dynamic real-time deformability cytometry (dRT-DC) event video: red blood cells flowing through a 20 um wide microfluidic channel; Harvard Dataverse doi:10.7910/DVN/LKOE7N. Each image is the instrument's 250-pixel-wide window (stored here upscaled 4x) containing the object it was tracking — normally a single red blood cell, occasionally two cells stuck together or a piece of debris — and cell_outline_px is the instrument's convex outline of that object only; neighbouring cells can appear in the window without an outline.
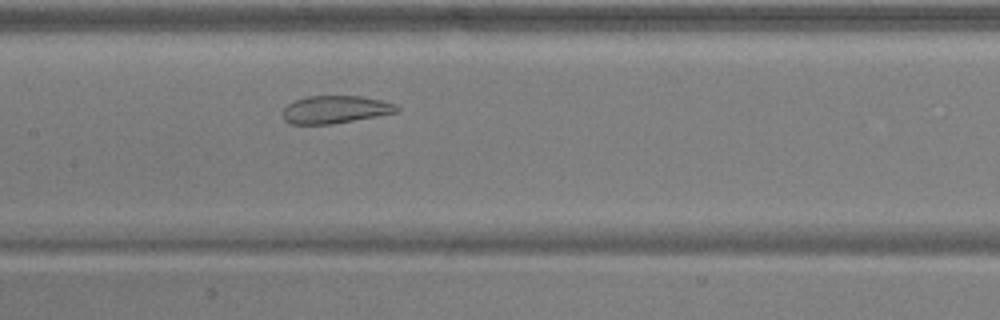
{"species": "common noctule bat (a hibernating species)", "species_latin": "Nyctalus noctula", "temperature_condition": "warm", "stored_images_in_passage": 40, "camera_frame_rate_fps": 3000, "um_per_image_px": 0.085, "animal": {"sex": "male", "body_mass_g": 17.9, "forearm_length_mm": 54.2}, "frame": {"image": 1, "passage_image": 14, "time_ms": 4.333, "image_size_px": [1000, 320], "cell_outline_px": [[400, 112], [332, 124], [288, 124], [284, 120], [284, 108], [288, 104], [296, 100], [308, 96], [360, 96], [380, 100], [396, 104], [400, 108]], "centroid_in_image_um": [28.53, 9.31], "position_along_channel_um": 178.9, "area_um2": 18.38}}
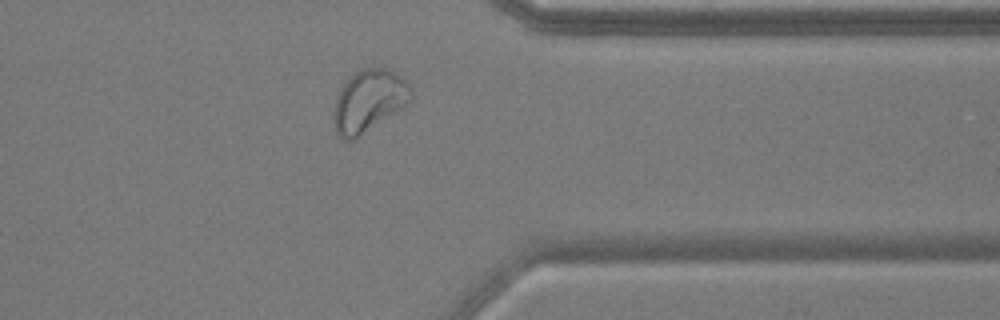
{"frame": {"image": 2, "passage_image": 30, "time_ms": 9.667, "image_size_px": [1000, 320], "cell_outline_px": [[412, 100], [356, 140], [344, 140], [336, 136], [332, 112], [336, 96], [340, 88], [360, 68], [388, 68], [396, 72], [412, 88]], "centroid_in_image_um": [31.32, 8.61], "position_along_channel_um": 380.1, "area_um2": 28.26}}
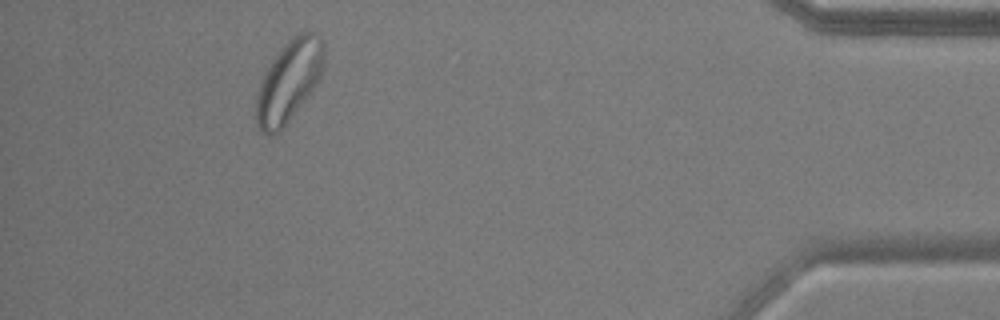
{"frame": {"image": 3, "passage_image": 36, "time_ms": 11.667, "image_size_px": [1000, 320], "cell_outline_px": [[324, 64], [320, 76], [316, 84], [280, 132], [268, 136], [260, 132], [256, 124], [256, 96], [260, 80], [264, 72], [272, 60], [284, 44], [288, 40], [300, 32], [312, 32], [324, 44]], "centroid_in_image_um": [24.52, 6.93], "position_along_channel_um": 410.7, "area_um2": 32.02}, "authors_computed_cell_mechanics": {"area_um2": 23.9292, "velocity_mm_per_s": 3.8852, "shape_relaxation_time_tau1_ms": null, "shape_relaxation_time_tau2_ms": 1.1151, "deformation_change_tau1": null, "deformation_change_tau2": 0.0797}}